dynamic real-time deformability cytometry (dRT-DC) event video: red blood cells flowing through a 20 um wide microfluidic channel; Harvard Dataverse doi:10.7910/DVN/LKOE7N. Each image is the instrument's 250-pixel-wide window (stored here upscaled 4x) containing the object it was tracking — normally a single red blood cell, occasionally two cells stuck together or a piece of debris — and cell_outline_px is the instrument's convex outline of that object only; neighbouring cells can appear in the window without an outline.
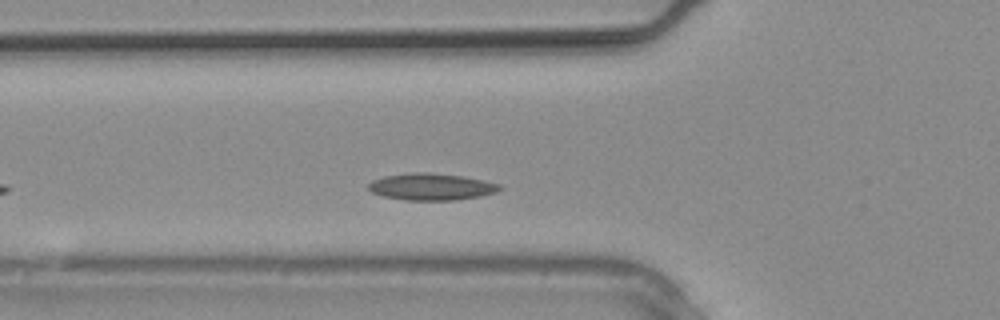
{"species": "common noctule bat (a hibernating species)", "species_latin": "Nyctalus noctula", "temperature_condition": "warm", "stored_images_in_passage": 10, "camera_frame_rate_fps": 3000, "um_per_image_px": 0.085, "animal": {"sex": "male", "body_mass_g": 20.4}, "frame": {"image": 1, "passage_image": 6, "time_ms": 1.667, "image_size_px": [1000, 320], "cell_outline_px": [[500, 188], [496, 192], [480, 196], [456, 200], [404, 200], [384, 196], [372, 192], [368, 188], [368, 184], [372, 180], [384, 176], [412, 172], [428, 172], [460, 176], [484, 180], [500, 184]], "centroid_in_image_um": [36.64, 15.87], "position_along_channel_um": 89.2, "area_um2": 20.4}}